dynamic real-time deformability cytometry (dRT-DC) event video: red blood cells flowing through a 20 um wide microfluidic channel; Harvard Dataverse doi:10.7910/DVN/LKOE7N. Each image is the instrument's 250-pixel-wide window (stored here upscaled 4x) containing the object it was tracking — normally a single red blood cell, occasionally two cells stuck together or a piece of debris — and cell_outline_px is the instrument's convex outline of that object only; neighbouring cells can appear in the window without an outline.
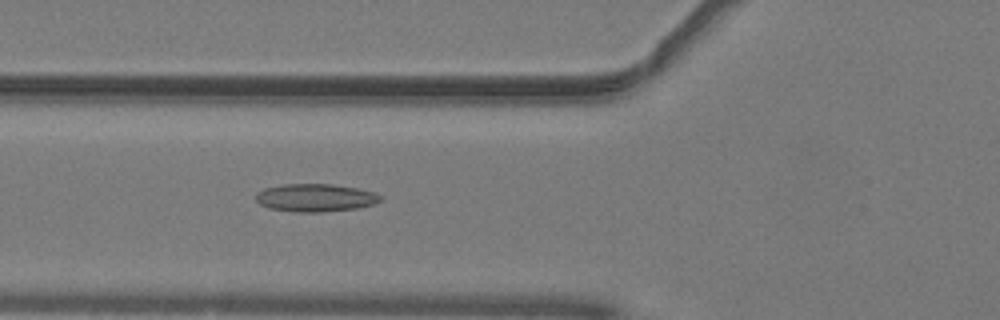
{"species": "common noctule bat (a hibernating species)", "species_latin": "Nyctalus noctula", "temperature_condition": "warm", "stored_images_in_passage": 45, "camera_frame_rate_fps": 3000, "um_per_image_px": 0.085, "animal": {"sex": "male", "body_mass_g": 19.2, "forearm_length_mm": 51.8}, "frame": {"image": 1, "passage_image": 14, "time_ms": 4.333, "image_size_px": [1000, 320], "cell_outline_px": [[384, 200], [376, 204], [356, 208], [320, 212], [296, 212], [268, 208], [260, 204], [256, 200], [256, 192], [264, 188], [284, 184], [332, 184], [356, 188], [376, 192], [384, 196]], "centroid_in_image_um": [26.85, 16.8], "position_along_channel_um": 98.9, "area_um2": 20.46}}
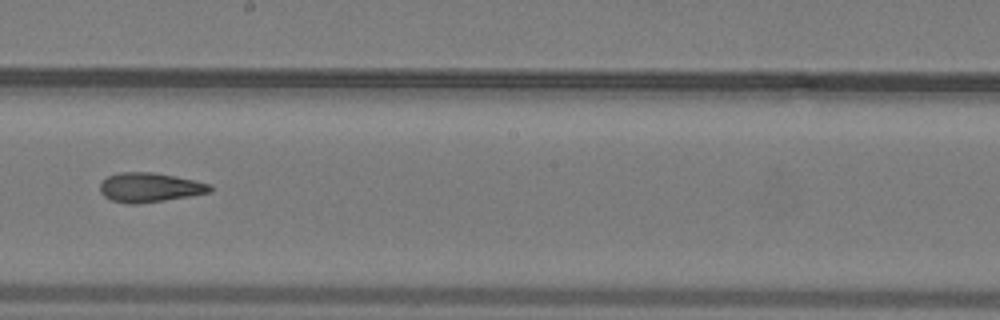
{"frame": {"image": 2, "passage_image": 24, "time_ms": 7.667, "image_size_px": [1000, 320], "cell_outline_px": [[212, 192], [164, 200], [136, 204], [128, 204], [112, 200], [104, 196], [100, 192], [100, 184], [108, 176], [120, 172], [152, 172], [176, 176], [212, 184]], "centroid_in_image_um": [12.74, 15.93], "position_along_channel_um": 235.5, "area_um2": 18.79}}
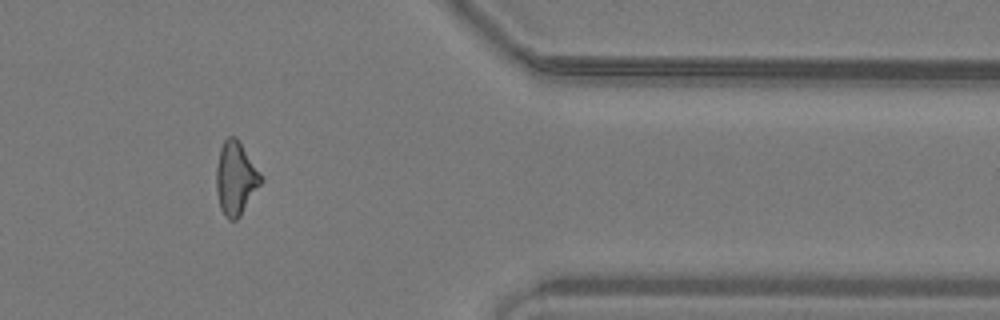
{"frame": {"image": 3, "passage_image": 37, "time_ms": 12.0, "image_size_px": [1000, 320], "cell_outline_px": [[264, 180], [240, 216], [236, 220], [228, 220], [224, 216], [220, 208], [216, 192], [216, 168], [220, 148], [224, 140], [228, 136], [236, 136], [260, 172]], "centroid_in_image_um": [20.03, 15.17], "position_along_channel_um": 391.4, "area_um2": 19.19}, "authors_computed_cell_mechanics": {"area_um2": 19.074, "velocity_mm_per_s": 4.085, "shape_relaxation_time_tau1_ms": null, "shape_relaxation_time_tau2_ms": 3.2375, "deformation_change_tau1": null, "deformation_change_tau2": 0.1134}}